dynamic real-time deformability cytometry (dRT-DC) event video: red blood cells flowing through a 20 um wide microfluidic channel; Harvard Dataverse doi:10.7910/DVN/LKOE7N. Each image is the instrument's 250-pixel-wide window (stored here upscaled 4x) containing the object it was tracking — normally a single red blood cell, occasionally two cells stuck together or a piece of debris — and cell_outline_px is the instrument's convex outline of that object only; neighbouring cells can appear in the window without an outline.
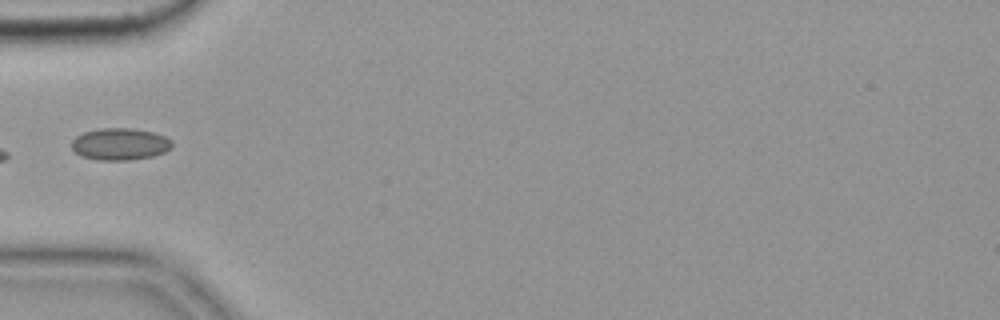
{"species": "common noctule bat (a hibernating species)", "species_latin": "Nyctalus noctula", "temperature_condition": "cold", "stored_images_in_passage": 30, "camera_frame_rate_fps": 3000, "um_per_image_px": 0.085, "animal": {"sex": "female", "body_mass_g": 19.9}, "frame": {"image": 1, "passage_image": 1, "time_ms": 0.0, "image_size_px": [1000, 320], "cell_outline_px": [[172, 148], [164, 152], [152, 156], [128, 160], [100, 160], [80, 156], [72, 148], [72, 140], [76, 136], [84, 132], [100, 128], [132, 128], [156, 132], [172, 140]], "centroid_in_image_um": [10.21, 12.24], "position_along_channel_um": 74.8, "area_um2": 18.79}}